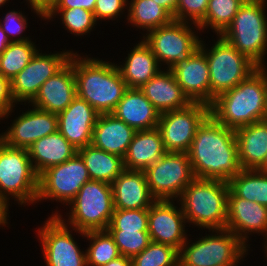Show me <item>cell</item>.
Instances as JSON below:
<instances>
[{"label": "cell", "instance_id": "6da1fadb", "mask_svg": "<svg viewBox=\"0 0 267 266\" xmlns=\"http://www.w3.org/2000/svg\"><path fill=\"white\" fill-rule=\"evenodd\" d=\"M196 178L229 182L241 170L235 130L209 115L198 127L188 151Z\"/></svg>", "mask_w": 267, "mask_h": 266}, {"label": "cell", "instance_id": "7a4b0ae2", "mask_svg": "<svg viewBox=\"0 0 267 266\" xmlns=\"http://www.w3.org/2000/svg\"><path fill=\"white\" fill-rule=\"evenodd\" d=\"M73 70L77 96L99 114L112 113L128 89L114 62L73 52Z\"/></svg>", "mask_w": 267, "mask_h": 266}, {"label": "cell", "instance_id": "3957f363", "mask_svg": "<svg viewBox=\"0 0 267 266\" xmlns=\"http://www.w3.org/2000/svg\"><path fill=\"white\" fill-rule=\"evenodd\" d=\"M210 115L233 130L266 120L265 73L258 67L237 86L218 95L210 105Z\"/></svg>", "mask_w": 267, "mask_h": 266}, {"label": "cell", "instance_id": "277c9868", "mask_svg": "<svg viewBox=\"0 0 267 266\" xmlns=\"http://www.w3.org/2000/svg\"><path fill=\"white\" fill-rule=\"evenodd\" d=\"M228 182L195 178L177 200L186 222L199 229H226Z\"/></svg>", "mask_w": 267, "mask_h": 266}, {"label": "cell", "instance_id": "5b68a950", "mask_svg": "<svg viewBox=\"0 0 267 266\" xmlns=\"http://www.w3.org/2000/svg\"><path fill=\"white\" fill-rule=\"evenodd\" d=\"M266 6L267 0H246L231 24L220 35L258 67L266 63Z\"/></svg>", "mask_w": 267, "mask_h": 266}, {"label": "cell", "instance_id": "8992f818", "mask_svg": "<svg viewBox=\"0 0 267 266\" xmlns=\"http://www.w3.org/2000/svg\"><path fill=\"white\" fill-rule=\"evenodd\" d=\"M68 206L67 221L57 209L50 216H57L67 226L83 232L107 230L115 210L111 184L86 182Z\"/></svg>", "mask_w": 267, "mask_h": 266}, {"label": "cell", "instance_id": "52a82bcc", "mask_svg": "<svg viewBox=\"0 0 267 266\" xmlns=\"http://www.w3.org/2000/svg\"><path fill=\"white\" fill-rule=\"evenodd\" d=\"M208 232L194 242L187 238L179 251V266H238L244 261L250 250L233 232L227 229Z\"/></svg>", "mask_w": 267, "mask_h": 266}, {"label": "cell", "instance_id": "ba28073f", "mask_svg": "<svg viewBox=\"0 0 267 266\" xmlns=\"http://www.w3.org/2000/svg\"><path fill=\"white\" fill-rule=\"evenodd\" d=\"M38 186L39 175L28 149L14 148L0 140V197L8 205L11 199L21 206L35 205Z\"/></svg>", "mask_w": 267, "mask_h": 266}, {"label": "cell", "instance_id": "9c48e42d", "mask_svg": "<svg viewBox=\"0 0 267 266\" xmlns=\"http://www.w3.org/2000/svg\"><path fill=\"white\" fill-rule=\"evenodd\" d=\"M211 48L201 39L199 48L205 53L210 74V105L221 93L248 78L258 66L235 49L220 35ZM209 48V49H208Z\"/></svg>", "mask_w": 267, "mask_h": 266}, {"label": "cell", "instance_id": "30bf717a", "mask_svg": "<svg viewBox=\"0 0 267 266\" xmlns=\"http://www.w3.org/2000/svg\"><path fill=\"white\" fill-rule=\"evenodd\" d=\"M197 30L200 32L196 24L172 20L167 25L142 34L141 38L151 48L159 65H165L166 69L171 70L178 62L190 58L199 48L201 37Z\"/></svg>", "mask_w": 267, "mask_h": 266}, {"label": "cell", "instance_id": "8fae6325", "mask_svg": "<svg viewBox=\"0 0 267 266\" xmlns=\"http://www.w3.org/2000/svg\"><path fill=\"white\" fill-rule=\"evenodd\" d=\"M148 188L155 200L177 201L196 177L188 153L166 152L145 171Z\"/></svg>", "mask_w": 267, "mask_h": 266}, {"label": "cell", "instance_id": "7c38bea8", "mask_svg": "<svg viewBox=\"0 0 267 266\" xmlns=\"http://www.w3.org/2000/svg\"><path fill=\"white\" fill-rule=\"evenodd\" d=\"M90 180L83 159L76 153L66 162L49 167L39 175L36 203L48 199L68 206L81 187Z\"/></svg>", "mask_w": 267, "mask_h": 266}, {"label": "cell", "instance_id": "4fadbf2b", "mask_svg": "<svg viewBox=\"0 0 267 266\" xmlns=\"http://www.w3.org/2000/svg\"><path fill=\"white\" fill-rule=\"evenodd\" d=\"M209 115L210 106L199 102L161 113L157 128L166 152L188 153L198 127Z\"/></svg>", "mask_w": 267, "mask_h": 266}, {"label": "cell", "instance_id": "5bb4252c", "mask_svg": "<svg viewBox=\"0 0 267 266\" xmlns=\"http://www.w3.org/2000/svg\"><path fill=\"white\" fill-rule=\"evenodd\" d=\"M73 231L76 235L82 233L74 228L71 230L57 216H49L38 227L37 235L46 266H87L86 251L80 249L74 240Z\"/></svg>", "mask_w": 267, "mask_h": 266}, {"label": "cell", "instance_id": "9a60e30c", "mask_svg": "<svg viewBox=\"0 0 267 266\" xmlns=\"http://www.w3.org/2000/svg\"><path fill=\"white\" fill-rule=\"evenodd\" d=\"M73 52L65 49L57 53L44 54L40 53L39 49L28 65L11 79V91L15 102L21 105L23 102L24 105L29 104L38 94L41 85L69 62Z\"/></svg>", "mask_w": 267, "mask_h": 266}, {"label": "cell", "instance_id": "2e32d148", "mask_svg": "<svg viewBox=\"0 0 267 266\" xmlns=\"http://www.w3.org/2000/svg\"><path fill=\"white\" fill-rule=\"evenodd\" d=\"M187 224L181 206L174 200H155L148 209V233L151 241L180 251L187 240Z\"/></svg>", "mask_w": 267, "mask_h": 266}, {"label": "cell", "instance_id": "e0dca14e", "mask_svg": "<svg viewBox=\"0 0 267 266\" xmlns=\"http://www.w3.org/2000/svg\"><path fill=\"white\" fill-rule=\"evenodd\" d=\"M11 120L10 127L0 134L8 146L28 149L34 142L58 130V116L34 106Z\"/></svg>", "mask_w": 267, "mask_h": 266}, {"label": "cell", "instance_id": "ac0fdd59", "mask_svg": "<svg viewBox=\"0 0 267 266\" xmlns=\"http://www.w3.org/2000/svg\"><path fill=\"white\" fill-rule=\"evenodd\" d=\"M226 229L250 249L248 242L251 234L267 235V207L237 197L229 190Z\"/></svg>", "mask_w": 267, "mask_h": 266}, {"label": "cell", "instance_id": "d6986e66", "mask_svg": "<svg viewBox=\"0 0 267 266\" xmlns=\"http://www.w3.org/2000/svg\"><path fill=\"white\" fill-rule=\"evenodd\" d=\"M58 116V131L78 150L91 145L99 113L84 99L76 96Z\"/></svg>", "mask_w": 267, "mask_h": 266}, {"label": "cell", "instance_id": "ffe728a7", "mask_svg": "<svg viewBox=\"0 0 267 266\" xmlns=\"http://www.w3.org/2000/svg\"><path fill=\"white\" fill-rule=\"evenodd\" d=\"M76 96L72 53L69 62L41 85L38 94L29 106L58 114L64 111Z\"/></svg>", "mask_w": 267, "mask_h": 266}, {"label": "cell", "instance_id": "44dd1931", "mask_svg": "<svg viewBox=\"0 0 267 266\" xmlns=\"http://www.w3.org/2000/svg\"><path fill=\"white\" fill-rule=\"evenodd\" d=\"M175 80L191 102L210 106V74L205 53L198 48L190 58L171 69Z\"/></svg>", "mask_w": 267, "mask_h": 266}, {"label": "cell", "instance_id": "7402d4cb", "mask_svg": "<svg viewBox=\"0 0 267 266\" xmlns=\"http://www.w3.org/2000/svg\"><path fill=\"white\" fill-rule=\"evenodd\" d=\"M111 187L115 209H149L155 201L144 171L125 169Z\"/></svg>", "mask_w": 267, "mask_h": 266}, {"label": "cell", "instance_id": "603a6c76", "mask_svg": "<svg viewBox=\"0 0 267 266\" xmlns=\"http://www.w3.org/2000/svg\"><path fill=\"white\" fill-rule=\"evenodd\" d=\"M112 114L135 131L157 128L160 112L139 88H128Z\"/></svg>", "mask_w": 267, "mask_h": 266}, {"label": "cell", "instance_id": "cb8c5ba5", "mask_svg": "<svg viewBox=\"0 0 267 266\" xmlns=\"http://www.w3.org/2000/svg\"><path fill=\"white\" fill-rule=\"evenodd\" d=\"M139 89L160 113L182 109L192 103L169 69L162 68Z\"/></svg>", "mask_w": 267, "mask_h": 266}, {"label": "cell", "instance_id": "d4e9b609", "mask_svg": "<svg viewBox=\"0 0 267 266\" xmlns=\"http://www.w3.org/2000/svg\"><path fill=\"white\" fill-rule=\"evenodd\" d=\"M136 131L112 113L99 114L91 145L124 158Z\"/></svg>", "mask_w": 267, "mask_h": 266}, {"label": "cell", "instance_id": "484cf974", "mask_svg": "<svg viewBox=\"0 0 267 266\" xmlns=\"http://www.w3.org/2000/svg\"><path fill=\"white\" fill-rule=\"evenodd\" d=\"M242 169H259L267 157V119L235 130Z\"/></svg>", "mask_w": 267, "mask_h": 266}, {"label": "cell", "instance_id": "4316f807", "mask_svg": "<svg viewBox=\"0 0 267 266\" xmlns=\"http://www.w3.org/2000/svg\"><path fill=\"white\" fill-rule=\"evenodd\" d=\"M125 58L124 63L116 64L122 79L128 88H141L152 79L160 70L157 58L151 48L141 38V41L132 47Z\"/></svg>", "mask_w": 267, "mask_h": 266}, {"label": "cell", "instance_id": "83f0119b", "mask_svg": "<svg viewBox=\"0 0 267 266\" xmlns=\"http://www.w3.org/2000/svg\"><path fill=\"white\" fill-rule=\"evenodd\" d=\"M166 153L158 128L136 131L124 160L127 170L145 171Z\"/></svg>", "mask_w": 267, "mask_h": 266}, {"label": "cell", "instance_id": "f1b7e54d", "mask_svg": "<svg viewBox=\"0 0 267 266\" xmlns=\"http://www.w3.org/2000/svg\"><path fill=\"white\" fill-rule=\"evenodd\" d=\"M28 152L34 170L40 175L49 167L72 158L77 149L57 130L34 142Z\"/></svg>", "mask_w": 267, "mask_h": 266}, {"label": "cell", "instance_id": "f546056e", "mask_svg": "<svg viewBox=\"0 0 267 266\" xmlns=\"http://www.w3.org/2000/svg\"><path fill=\"white\" fill-rule=\"evenodd\" d=\"M83 159L91 180L111 184L124 170V160L92 145L77 150Z\"/></svg>", "mask_w": 267, "mask_h": 266}, {"label": "cell", "instance_id": "4dcf8cb0", "mask_svg": "<svg viewBox=\"0 0 267 266\" xmlns=\"http://www.w3.org/2000/svg\"><path fill=\"white\" fill-rule=\"evenodd\" d=\"M127 10V23L144 32L167 25L173 20V17L154 0L128 1Z\"/></svg>", "mask_w": 267, "mask_h": 266}, {"label": "cell", "instance_id": "1f68e13d", "mask_svg": "<svg viewBox=\"0 0 267 266\" xmlns=\"http://www.w3.org/2000/svg\"><path fill=\"white\" fill-rule=\"evenodd\" d=\"M229 190L237 197L267 207V174L258 169H242L229 182Z\"/></svg>", "mask_w": 267, "mask_h": 266}, {"label": "cell", "instance_id": "d6a6232c", "mask_svg": "<svg viewBox=\"0 0 267 266\" xmlns=\"http://www.w3.org/2000/svg\"><path fill=\"white\" fill-rule=\"evenodd\" d=\"M90 242L86 248L87 266H103L121 256L114 238L107 230L88 231L80 233Z\"/></svg>", "mask_w": 267, "mask_h": 266}, {"label": "cell", "instance_id": "836d02e7", "mask_svg": "<svg viewBox=\"0 0 267 266\" xmlns=\"http://www.w3.org/2000/svg\"><path fill=\"white\" fill-rule=\"evenodd\" d=\"M36 42H11L0 54V73L11 80L21 72L37 53Z\"/></svg>", "mask_w": 267, "mask_h": 266}, {"label": "cell", "instance_id": "e575fe53", "mask_svg": "<svg viewBox=\"0 0 267 266\" xmlns=\"http://www.w3.org/2000/svg\"><path fill=\"white\" fill-rule=\"evenodd\" d=\"M246 0H209L205 18L198 24L200 31L212 29L221 35L231 24L237 11ZM210 27V28H209Z\"/></svg>", "mask_w": 267, "mask_h": 266}, {"label": "cell", "instance_id": "d590c367", "mask_svg": "<svg viewBox=\"0 0 267 266\" xmlns=\"http://www.w3.org/2000/svg\"><path fill=\"white\" fill-rule=\"evenodd\" d=\"M56 16L60 17L63 26L66 28L65 30L76 37L90 34L98 24L93 12L79 7L51 8L43 20L49 21L56 18Z\"/></svg>", "mask_w": 267, "mask_h": 266}, {"label": "cell", "instance_id": "8d00e7d4", "mask_svg": "<svg viewBox=\"0 0 267 266\" xmlns=\"http://www.w3.org/2000/svg\"><path fill=\"white\" fill-rule=\"evenodd\" d=\"M131 260L132 266H179V251L169 245L151 242Z\"/></svg>", "mask_w": 267, "mask_h": 266}, {"label": "cell", "instance_id": "74e56055", "mask_svg": "<svg viewBox=\"0 0 267 266\" xmlns=\"http://www.w3.org/2000/svg\"><path fill=\"white\" fill-rule=\"evenodd\" d=\"M107 231H148V209H115Z\"/></svg>", "mask_w": 267, "mask_h": 266}, {"label": "cell", "instance_id": "f35d334b", "mask_svg": "<svg viewBox=\"0 0 267 266\" xmlns=\"http://www.w3.org/2000/svg\"><path fill=\"white\" fill-rule=\"evenodd\" d=\"M114 238L120 254L133 258L142 252L152 241L148 231H108Z\"/></svg>", "mask_w": 267, "mask_h": 266}, {"label": "cell", "instance_id": "ab89813d", "mask_svg": "<svg viewBox=\"0 0 267 266\" xmlns=\"http://www.w3.org/2000/svg\"><path fill=\"white\" fill-rule=\"evenodd\" d=\"M3 18V21H0V28L6 33L10 43L32 40L29 36L22 35L29 26L28 19L22 11L10 10Z\"/></svg>", "mask_w": 267, "mask_h": 266}, {"label": "cell", "instance_id": "60d3db41", "mask_svg": "<svg viewBox=\"0 0 267 266\" xmlns=\"http://www.w3.org/2000/svg\"><path fill=\"white\" fill-rule=\"evenodd\" d=\"M209 0H178L175 20L198 25L206 15Z\"/></svg>", "mask_w": 267, "mask_h": 266}, {"label": "cell", "instance_id": "b9f144b4", "mask_svg": "<svg viewBox=\"0 0 267 266\" xmlns=\"http://www.w3.org/2000/svg\"><path fill=\"white\" fill-rule=\"evenodd\" d=\"M128 7V0H96L93 11L97 23L100 21L115 20L124 14ZM125 9V10H123Z\"/></svg>", "mask_w": 267, "mask_h": 266}, {"label": "cell", "instance_id": "7bdbcfd3", "mask_svg": "<svg viewBox=\"0 0 267 266\" xmlns=\"http://www.w3.org/2000/svg\"><path fill=\"white\" fill-rule=\"evenodd\" d=\"M16 104L12 96L11 80L0 73V120L11 117L13 109L16 110Z\"/></svg>", "mask_w": 267, "mask_h": 266}, {"label": "cell", "instance_id": "ee69618b", "mask_svg": "<svg viewBox=\"0 0 267 266\" xmlns=\"http://www.w3.org/2000/svg\"><path fill=\"white\" fill-rule=\"evenodd\" d=\"M96 0H56L52 8H84L93 12Z\"/></svg>", "mask_w": 267, "mask_h": 266}, {"label": "cell", "instance_id": "f6af8a7d", "mask_svg": "<svg viewBox=\"0 0 267 266\" xmlns=\"http://www.w3.org/2000/svg\"><path fill=\"white\" fill-rule=\"evenodd\" d=\"M30 5L31 12L35 13L39 18L44 19V16L53 7L56 0H24Z\"/></svg>", "mask_w": 267, "mask_h": 266}, {"label": "cell", "instance_id": "bcb514c9", "mask_svg": "<svg viewBox=\"0 0 267 266\" xmlns=\"http://www.w3.org/2000/svg\"><path fill=\"white\" fill-rule=\"evenodd\" d=\"M155 3L163 7L175 20V11L178 5V0H154Z\"/></svg>", "mask_w": 267, "mask_h": 266}, {"label": "cell", "instance_id": "7dc6e473", "mask_svg": "<svg viewBox=\"0 0 267 266\" xmlns=\"http://www.w3.org/2000/svg\"><path fill=\"white\" fill-rule=\"evenodd\" d=\"M9 205L0 197V227H5L8 223Z\"/></svg>", "mask_w": 267, "mask_h": 266}, {"label": "cell", "instance_id": "c3c4849f", "mask_svg": "<svg viewBox=\"0 0 267 266\" xmlns=\"http://www.w3.org/2000/svg\"><path fill=\"white\" fill-rule=\"evenodd\" d=\"M103 266H132V260L121 255Z\"/></svg>", "mask_w": 267, "mask_h": 266}, {"label": "cell", "instance_id": "681fc988", "mask_svg": "<svg viewBox=\"0 0 267 266\" xmlns=\"http://www.w3.org/2000/svg\"><path fill=\"white\" fill-rule=\"evenodd\" d=\"M10 41L6 33L0 28V54L7 48Z\"/></svg>", "mask_w": 267, "mask_h": 266}, {"label": "cell", "instance_id": "f907efd6", "mask_svg": "<svg viewBox=\"0 0 267 266\" xmlns=\"http://www.w3.org/2000/svg\"><path fill=\"white\" fill-rule=\"evenodd\" d=\"M266 64L264 66H260L259 68L265 73V81H266V103H267V68Z\"/></svg>", "mask_w": 267, "mask_h": 266}, {"label": "cell", "instance_id": "816d5d0a", "mask_svg": "<svg viewBox=\"0 0 267 266\" xmlns=\"http://www.w3.org/2000/svg\"><path fill=\"white\" fill-rule=\"evenodd\" d=\"M260 172L266 173L267 174V157L263 165L258 169Z\"/></svg>", "mask_w": 267, "mask_h": 266}, {"label": "cell", "instance_id": "f5cc1de1", "mask_svg": "<svg viewBox=\"0 0 267 266\" xmlns=\"http://www.w3.org/2000/svg\"><path fill=\"white\" fill-rule=\"evenodd\" d=\"M264 239H265V241H264V244H262V245H264L263 247H264V253H265V257H266V259H267V235L266 236H264Z\"/></svg>", "mask_w": 267, "mask_h": 266}, {"label": "cell", "instance_id": "db71d44e", "mask_svg": "<svg viewBox=\"0 0 267 266\" xmlns=\"http://www.w3.org/2000/svg\"><path fill=\"white\" fill-rule=\"evenodd\" d=\"M7 1L10 2V0H0V7H4V4L8 3Z\"/></svg>", "mask_w": 267, "mask_h": 266}]
</instances>
